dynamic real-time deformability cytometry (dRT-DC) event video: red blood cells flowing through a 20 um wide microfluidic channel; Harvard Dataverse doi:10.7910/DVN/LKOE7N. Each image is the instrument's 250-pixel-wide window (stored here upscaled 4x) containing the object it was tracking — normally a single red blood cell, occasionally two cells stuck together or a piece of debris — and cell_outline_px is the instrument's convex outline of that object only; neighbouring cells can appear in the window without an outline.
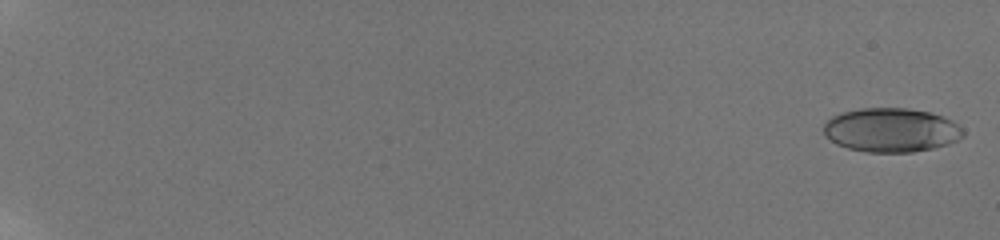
{"species": "human", "species_latin": "Homo sapiens", "temperature_condition": "room temperature", "stored_images_in_passage": 31, "camera_frame_rate_fps": 3000, "um_per_image_px": 0.085, "donor": {"sex": "male"}, "frame": {"image": 1, "passage_image": 1, "time_ms": 0.0, "image_size_px": [1000, 240], "cell_outline_px": [[964, 136], [948, 144], [932, 148], [912, 152], [868, 152], [848, 148], [836, 144], [824, 136], [824, 124], [832, 116], [840, 112], [860, 108], [908, 108], [928, 112], [952, 120], [964, 128]], "centroid_in_image_um": [75.74, 11.05], "position_along_channel_um": 9.3, "area_um2": 35.89}}
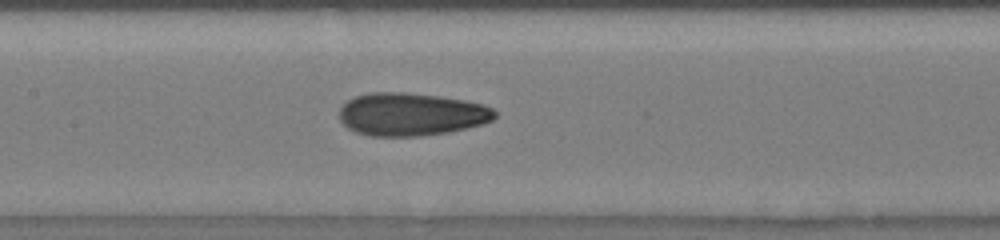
{"frame": {"image": 2, "passage_image": 25, "time_ms": 10.667, "image_size_px": [1000, 240], "cell_outline_px": [[496, 116], [492, 120], [484, 124], [448, 132], [420, 136], [368, 136], [356, 132], [348, 128], [340, 120], [340, 108], [348, 100], [356, 96], [372, 92], [404, 92], [440, 96], [464, 100], [484, 104], [492, 108], [496, 112]], "centroid_in_image_um": [34.97, 9.71], "position_along_channel_um": 172.4, "area_um2": 38.96}}
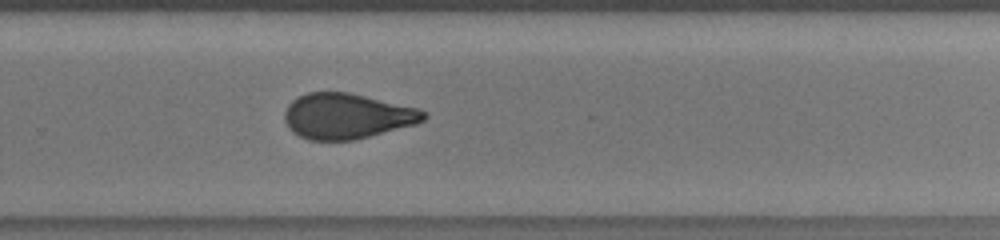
{"frame": {"image": 3, "passage_image": 31, "time_ms": 14.0, "image_size_px": [1000, 240], "cell_outline_px": [[428, 116], [424, 120], [416, 124], [352, 140], [308, 140], [292, 132], [288, 128], [284, 120], [284, 112], [288, 104], [292, 100], [308, 92], [348, 92], [420, 108], [428, 112]], "centroid_in_image_um": [29.49, 9.86], "position_along_channel_um": 300.3, "area_um2": 36.93}}